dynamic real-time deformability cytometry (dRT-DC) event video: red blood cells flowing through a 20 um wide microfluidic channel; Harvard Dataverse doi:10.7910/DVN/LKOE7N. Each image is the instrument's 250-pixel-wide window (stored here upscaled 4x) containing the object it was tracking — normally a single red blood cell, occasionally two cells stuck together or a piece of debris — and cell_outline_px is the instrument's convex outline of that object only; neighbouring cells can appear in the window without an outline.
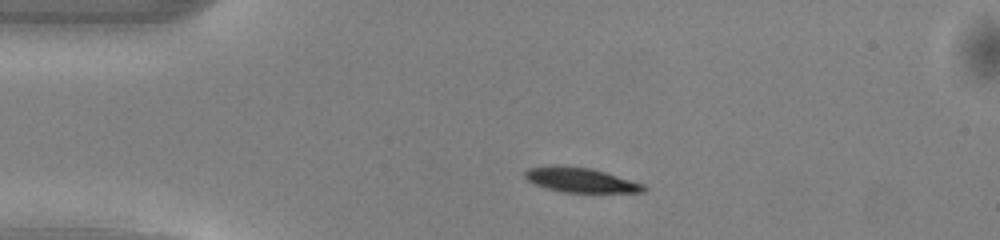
{"species": "common noctule bat (a hibernating species)", "species_latin": "Nyctalus noctula", "temperature_condition": "warm", "stored_images_in_passage": 46, "camera_frame_rate_fps": 3000, "um_per_image_px": 0.085, "animal": {"sex": "male", "body_mass_g": 13.0, "forearm_length_mm": 53.1}, "frame": {"image": 1, "passage_image": 7, "time_ms": 2.0, "image_size_px": [1000, 240], "cell_outline_px": [[648, 188], [644, 192], [564, 192], [548, 188], [536, 184], [528, 180], [524, 176], [524, 172], [528, 168], [548, 164], [560, 164], [592, 168], [644, 184]], "centroid_in_image_um": [49.33, 15.27], "position_along_channel_um": 35.7, "area_um2": 17.22}}
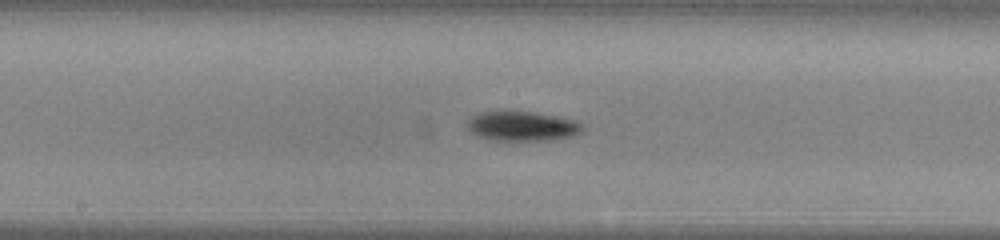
{"frame": {"image": 2, "passage_image": 22, "time_ms": 7.0, "image_size_px": [1000, 240], "cell_outline_px": [[584, 128], [580, 132], [572, 136], [548, 140], [492, 140], [476, 136], [468, 128], [468, 120], [480, 112], [496, 108], [504, 108], [532, 112], [556, 116], [572, 120], [580, 124]], "centroid_in_image_um": [44.3, 10.68], "position_along_channel_um": 203.9, "area_um2": 20.29}}
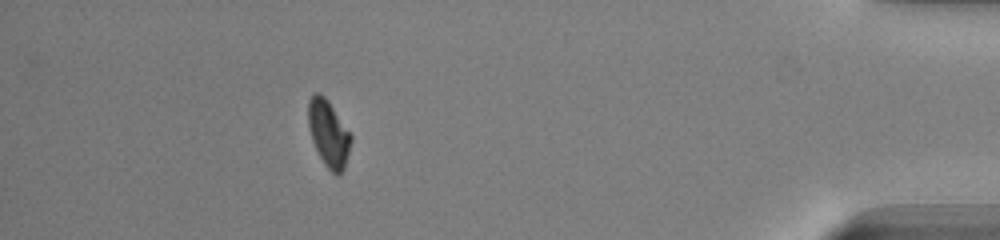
{"frame": {"image": 3, "passage_image": 41, "time_ms": 13.333, "image_size_px": [1000, 240], "cell_outline_px": [[352, 140], [344, 168], [340, 176], [336, 176], [324, 164], [312, 140], [308, 124], [308, 100], [316, 92], [320, 92], [328, 100], [352, 136]], "centroid_in_image_um": [27.93, 11.35], "position_along_channel_um": 407.3, "area_um2": 16.47}, "authors_computed_cell_mechanics": {"area_um2": 17.6579, "velocity_mm_per_s": 4.107, "shape_relaxation_time_tau1_ms": 1.6281, "shape_relaxation_time_tau2_ms": null, "deformation_change_tau1": 0.0981, "deformation_change_tau2": null}}